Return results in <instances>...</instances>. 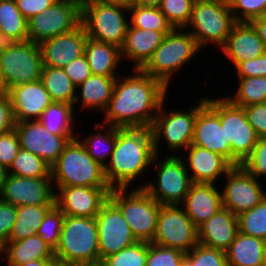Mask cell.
<instances>
[{
	"instance_id": "22",
	"label": "cell",
	"mask_w": 266,
	"mask_h": 266,
	"mask_svg": "<svg viewBox=\"0 0 266 266\" xmlns=\"http://www.w3.org/2000/svg\"><path fill=\"white\" fill-rule=\"evenodd\" d=\"M184 152L188 154L184 163L193 183L216 184L233 167L223 156L203 147L191 144Z\"/></svg>"
},
{
	"instance_id": "30",
	"label": "cell",
	"mask_w": 266,
	"mask_h": 266,
	"mask_svg": "<svg viewBox=\"0 0 266 266\" xmlns=\"http://www.w3.org/2000/svg\"><path fill=\"white\" fill-rule=\"evenodd\" d=\"M84 56L93 75L119 77L117 73L121 59V50L118 46L87 38L84 47ZM117 70V71H116Z\"/></svg>"
},
{
	"instance_id": "11",
	"label": "cell",
	"mask_w": 266,
	"mask_h": 266,
	"mask_svg": "<svg viewBox=\"0 0 266 266\" xmlns=\"http://www.w3.org/2000/svg\"><path fill=\"white\" fill-rule=\"evenodd\" d=\"M235 23L230 7L195 0L190 22L185 29L195 38L200 49L211 43L221 49Z\"/></svg>"
},
{
	"instance_id": "16",
	"label": "cell",
	"mask_w": 266,
	"mask_h": 266,
	"mask_svg": "<svg viewBox=\"0 0 266 266\" xmlns=\"http://www.w3.org/2000/svg\"><path fill=\"white\" fill-rule=\"evenodd\" d=\"M14 129L21 149L37 155L50 167L57 161L65 146L77 138V135L52 134L39 120L16 122Z\"/></svg>"
},
{
	"instance_id": "18",
	"label": "cell",
	"mask_w": 266,
	"mask_h": 266,
	"mask_svg": "<svg viewBox=\"0 0 266 266\" xmlns=\"http://www.w3.org/2000/svg\"><path fill=\"white\" fill-rule=\"evenodd\" d=\"M55 205L65 216L95 217L108 201L110 187L53 186Z\"/></svg>"
},
{
	"instance_id": "62",
	"label": "cell",
	"mask_w": 266,
	"mask_h": 266,
	"mask_svg": "<svg viewBox=\"0 0 266 266\" xmlns=\"http://www.w3.org/2000/svg\"><path fill=\"white\" fill-rule=\"evenodd\" d=\"M5 43L6 42H5L4 38L2 37L1 30H0V47L3 46Z\"/></svg>"
},
{
	"instance_id": "23",
	"label": "cell",
	"mask_w": 266,
	"mask_h": 266,
	"mask_svg": "<svg viewBox=\"0 0 266 266\" xmlns=\"http://www.w3.org/2000/svg\"><path fill=\"white\" fill-rule=\"evenodd\" d=\"M7 91L16 122L38 120L53 102L41 80L12 86Z\"/></svg>"
},
{
	"instance_id": "31",
	"label": "cell",
	"mask_w": 266,
	"mask_h": 266,
	"mask_svg": "<svg viewBox=\"0 0 266 266\" xmlns=\"http://www.w3.org/2000/svg\"><path fill=\"white\" fill-rule=\"evenodd\" d=\"M266 240L238 231L225 251L228 266H264Z\"/></svg>"
},
{
	"instance_id": "6",
	"label": "cell",
	"mask_w": 266,
	"mask_h": 266,
	"mask_svg": "<svg viewBox=\"0 0 266 266\" xmlns=\"http://www.w3.org/2000/svg\"><path fill=\"white\" fill-rule=\"evenodd\" d=\"M114 188L109 200L120 210L138 241L151 242L157 229L161 204L143 188ZM130 191V192H129Z\"/></svg>"
},
{
	"instance_id": "25",
	"label": "cell",
	"mask_w": 266,
	"mask_h": 266,
	"mask_svg": "<svg viewBox=\"0 0 266 266\" xmlns=\"http://www.w3.org/2000/svg\"><path fill=\"white\" fill-rule=\"evenodd\" d=\"M216 186L217 184L193 183L181 204L197 228L223 208L222 193Z\"/></svg>"
},
{
	"instance_id": "47",
	"label": "cell",
	"mask_w": 266,
	"mask_h": 266,
	"mask_svg": "<svg viewBox=\"0 0 266 266\" xmlns=\"http://www.w3.org/2000/svg\"><path fill=\"white\" fill-rule=\"evenodd\" d=\"M242 166L255 178L266 177V137H260Z\"/></svg>"
},
{
	"instance_id": "39",
	"label": "cell",
	"mask_w": 266,
	"mask_h": 266,
	"mask_svg": "<svg viewBox=\"0 0 266 266\" xmlns=\"http://www.w3.org/2000/svg\"><path fill=\"white\" fill-rule=\"evenodd\" d=\"M128 12L131 17V21L129 20L131 27L154 31H171L173 29L159 8L132 5L128 8Z\"/></svg>"
},
{
	"instance_id": "8",
	"label": "cell",
	"mask_w": 266,
	"mask_h": 266,
	"mask_svg": "<svg viewBox=\"0 0 266 266\" xmlns=\"http://www.w3.org/2000/svg\"><path fill=\"white\" fill-rule=\"evenodd\" d=\"M199 100L196 106L191 105L186 111L177 109L166 111L165 101L167 100L163 101L151 126L156 154L159 155V152L161 154L159 145L162 141L165 142L173 155L178 150L180 152L185 151L192 144L195 119L198 110L206 103V97H201Z\"/></svg>"
},
{
	"instance_id": "13",
	"label": "cell",
	"mask_w": 266,
	"mask_h": 266,
	"mask_svg": "<svg viewBox=\"0 0 266 266\" xmlns=\"http://www.w3.org/2000/svg\"><path fill=\"white\" fill-rule=\"evenodd\" d=\"M82 0H57L44 13L27 21L28 40H44L73 31L81 25Z\"/></svg>"
},
{
	"instance_id": "14",
	"label": "cell",
	"mask_w": 266,
	"mask_h": 266,
	"mask_svg": "<svg viewBox=\"0 0 266 266\" xmlns=\"http://www.w3.org/2000/svg\"><path fill=\"white\" fill-rule=\"evenodd\" d=\"M151 243L188 253L198 244V230L181 205H162Z\"/></svg>"
},
{
	"instance_id": "28",
	"label": "cell",
	"mask_w": 266,
	"mask_h": 266,
	"mask_svg": "<svg viewBox=\"0 0 266 266\" xmlns=\"http://www.w3.org/2000/svg\"><path fill=\"white\" fill-rule=\"evenodd\" d=\"M2 255L6 266H18L34 260H49L55 257L54 249L37 234L9 241L2 247Z\"/></svg>"
},
{
	"instance_id": "43",
	"label": "cell",
	"mask_w": 266,
	"mask_h": 266,
	"mask_svg": "<svg viewBox=\"0 0 266 266\" xmlns=\"http://www.w3.org/2000/svg\"><path fill=\"white\" fill-rule=\"evenodd\" d=\"M182 266H228L225 252L197 244L188 253Z\"/></svg>"
},
{
	"instance_id": "26",
	"label": "cell",
	"mask_w": 266,
	"mask_h": 266,
	"mask_svg": "<svg viewBox=\"0 0 266 266\" xmlns=\"http://www.w3.org/2000/svg\"><path fill=\"white\" fill-rule=\"evenodd\" d=\"M197 230L199 244L225 252L239 231L238 216L228 209L221 208Z\"/></svg>"
},
{
	"instance_id": "41",
	"label": "cell",
	"mask_w": 266,
	"mask_h": 266,
	"mask_svg": "<svg viewBox=\"0 0 266 266\" xmlns=\"http://www.w3.org/2000/svg\"><path fill=\"white\" fill-rule=\"evenodd\" d=\"M148 242L137 241L101 261L103 266H146Z\"/></svg>"
},
{
	"instance_id": "17",
	"label": "cell",
	"mask_w": 266,
	"mask_h": 266,
	"mask_svg": "<svg viewBox=\"0 0 266 266\" xmlns=\"http://www.w3.org/2000/svg\"><path fill=\"white\" fill-rule=\"evenodd\" d=\"M95 219L98 229L100 263L104 258L138 241L120 210L109 199L96 214Z\"/></svg>"
},
{
	"instance_id": "54",
	"label": "cell",
	"mask_w": 266,
	"mask_h": 266,
	"mask_svg": "<svg viewBox=\"0 0 266 266\" xmlns=\"http://www.w3.org/2000/svg\"><path fill=\"white\" fill-rule=\"evenodd\" d=\"M57 0H15L19 11L28 21L32 17L44 13Z\"/></svg>"
},
{
	"instance_id": "59",
	"label": "cell",
	"mask_w": 266,
	"mask_h": 266,
	"mask_svg": "<svg viewBox=\"0 0 266 266\" xmlns=\"http://www.w3.org/2000/svg\"><path fill=\"white\" fill-rule=\"evenodd\" d=\"M7 174H8V169H6L3 165L0 164V194L2 192L3 183L6 179Z\"/></svg>"
},
{
	"instance_id": "60",
	"label": "cell",
	"mask_w": 266,
	"mask_h": 266,
	"mask_svg": "<svg viewBox=\"0 0 266 266\" xmlns=\"http://www.w3.org/2000/svg\"><path fill=\"white\" fill-rule=\"evenodd\" d=\"M49 260H34L18 266H47Z\"/></svg>"
},
{
	"instance_id": "33",
	"label": "cell",
	"mask_w": 266,
	"mask_h": 266,
	"mask_svg": "<svg viewBox=\"0 0 266 266\" xmlns=\"http://www.w3.org/2000/svg\"><path fill=\"white\" fill-rule=\"evenodd\" d=\"M75 106L64 102H52L38 119L40 123L55 135H76L74 127ZM74 127V128H73Z\"/></svg>"
},
{
	"instance_id": "34",
	"label": "cell",
	"mask_w": 266,
	"mask_h": 266,
	"mask_svg": "<svg viewBox=\"0 0 266 266\" xmlns=\"http://www.w3.org/2000/svg\"><path fill=\"white\" fill-rule=\"evenodd\" d=\"M54 205H21L17 207L16 221L9 241H17L36 235L46 213Z\"/></svg>"
},
{
	"instance_id": "36",
	"label": "cell",
	"mask_w": 266,
	"mask_h": 266,
	"mask_svg": "<svg viewBox=\"0 0 266 266\" xmlns=\"http://www.w3.org/2000/svg\"><path fill=\"white\" fill-rule=\"evenodd\" d=\"M40 80L53 102L74 105L76 86L63 68L43 66Z\"/></svg>"
},
{
	"instance_id": "37",
	"label": "cell",
	"mask_w": 266,
	"mask_h": 266,
	"mask_svg": "<svg viewBox=\"0 0 266 266\" xmlns=\"http://www.w3.org/2000/svg\"><path fill=\"white\" fill-rule=\"evenodd\" d=\"M238 89L226 98L234 105L246 107L266 102V76L238 77Z\"/></svg>"
},
{
	"instance_id": "49",
	"label": "cell",
	"mask_w": 266,
	"mask_h": 266,
	"mask_svg": "<svg viewBox=\"0 0 266 266\" xmlns=\"http://www.w3.org/2000/svg\"><path fill=\"white\" fill-rule=\"evenodd\" d=\"M17 207L0 199V247L9 242L16 221Z\"/></svg>"
},
{
	"instance_id": "45",
	"label": "cell",
	"mask_w": 266,
	"mask_h": 266,
	"mask_svg": "<svg viewBox=\"0 0 266 266\" xmlns=\"http://www.w3.org/2000/svg\"><path fill=\"white\" fill-rule=\"evenodd\" d=\"M186 253L148 242L146 266H182Z\"/></svg>"
},
{
	"instance_id": "57",
	"label": "cell",
	"mask_w": 266,
	"mask_h": 266,
	"mask_svg": "<svg viewBox=\"0 0 266 266\" xmlns=\"http://www.w3.org/2000/svg\"><path fill=\"white\" fill-rule=\"evenodd\" d=\"M105 4L120 5L126 8H129L133 5V0H97Z\"/></svg>"
},
{
	"instance_id": "38",
	"label": "cell",
	"mask_w": 266,
	"mask_h": 266,
	"mask_svg": "<svg viewBox=\"0 0 266 266\" xmlns=\"http://www.w3.org/2000/svg\"><path fill=\"white\" fill-rule=\"evenodd\" d=\"M8 174L20 177H51V167L37 155L20 149L8 169Z\"/></svg>"
},
{
	"instance_id": "10",
	"label": "cell",
	"mask_w": 266,
	"mask_h": 266,
	"mask_svg": "<svg viewBox=\"0 0 266 266\" xmlns=\"http://www.w3.org/2000/svg\"><path fill=\"white\" fill-rule=\"evenodd\" d=\"M128 8L101 3L97 0H82L81 24L89 38L121 48L125 41L129 21Z\"/></svg>"
},
{
	"instance_id": "2",
	"label": "cell",
	"mask_w": 266,
	"mask_h": 266,
	"mask_svg": "<svg viewBox=\"0 0 266 266\" xmlns=\"http://www.w3.org/2000/svg\"><path fill=\"white\" fill-rule=\"evenodd\" d=\"M156 156L151 128H118L116 142L104 175L111 189L130 188L150 169Z\"/></svg>"
},
{
	"instance_id": "3",
	"label": "cell",
	"mask_w": 266,
	"mask_h": 266,
	"mask_svg": "<svg viewBox=\"0 0 266 266\" xmlns=\"http://www.w3.org/2000/svg\"><path fill=\"white\" fill-rule=\"evenodd\" d=\"M56 258L75 266L100 263L98 229L95 217L65 216Z\"/></svg>"
},
{
	"instance_id": "27",
	"label": "cell",
	"mask_w": 266,
	"mask_h": 266,
	"mask_svg": "<svg viewBox=\"0 0 266 266\" xmlns=\"http://www.w3.org/2000/svg\"><path fill=\"white\" fill-rule=\"evenodd\" d=\"M169 32L139 29L128 25L124 44L120 48L122 60L127 59L134 63L132 69H141Z\"/></svg>"
},
{
	"instance_id": "1",
	"label": "cell",
	"mask_w": 266,
	"mask_h": 266,
	"mask_svg": "<svg viewBox=\"0 0 266 266\" xmlns=\"http://www.w3.org/2000/svg\"><path fill=\"white\" fill-rule=\"evenodd\" d=\"M116 78L102 124L118 128H151L168 88L141 69ZM123 77V78H122Z\"/></svg>"
},
{
	"instance_id": "42",
	"label": "cell",
	"mask_w": 266,
	"mask_h": 266,
	"mask_svg": "<svg viewBox=\"0 0 266 266\" xmlns=\"http://www.w3.org/2000/svg\"><path fill=\"white\" fill-rule=\"evenodd\" d=\"M195 0H162L159 10L167 22L175 28H186L190 22Z\"/></svg>"
},
{
	"instance_id": "4",
	"label": "cell",
	"mask_w": 266,
	"mask_h": 266,
	"mask_svg": "<svg viewBox=\"0 0 266 266\" xmlns=\"http://www.w3.org/2000/svg\"><path fill=\"white\" fill-rule=\"evenodd\" d=\"M195 38L185 28H175L165 35L161 45L141 70L160 80L168 89L171 79L200 52ZM191 60V61H190Z\"/></svg>"
},
{
	"instance_id": "29",
	"label": "cell",
	"mask_w": 266,
	"mask_h": 266,
	"mask_svg": "<svg viewBox=\"0 0 266 266\" xmlns=\"http://www.w3.org/2000/svg\"><path fill=\"white\" fill-rule=\"evenodd\" d=\"M116 78L117 77L90 75L84 82L76 87L74 105L76 104L77 106L81 101L79 103L81 107L79 108L82 110L84 109V111L86 109H96V111L100 110L99 113L104 112L112 97Z\"/></svg>"
},
{
	"instance_id": "55",
	"label": "cell",
	"mask_w": 266,
	"mask_h": 266,
	"mask_svg": "<svg viewBox=\"0 0 266 266\" xmlns=\"http://www.w3.org/2000/svg\"><path fill=\"white\" fill-rule=\"evenodd\" d=\"M251 23L256 29L259 38L263 41V45L266 51V13L252 20Z\"/></svg>"
},
{
	"instance_id": "9",
	"label": "cell",
	"mask_w": 266,
	"mask_h": 266,
	"mask_svg": "<svg viewBox=\"0 0 266 266\" xmlns=\"http://www.w3.org/2000/svg\"><path fill=\"white\" fill-rule=\"evenodd\" d=\"M159 156L156 154L152 163L154 169H157L155 174L157 181L144 182V185L142 183L138 188H143L161 205H181L193 184L186 170L184 158L179 154H167L162 158Z\"/></svg>"
},
{
	"instance_id": "51",
	"label": "cell",
	"mask_w": 266,
	"mask_h": 266,
	"mask_svg": "<svg viewBox=\"0 0 266 266\" xmlns=\"http://www.w3.org/2000/svg\"><path fill=\"white\" fill-rule=\"evenodd\" d=\"M234 70L237 77L266 76V52L255 59L240 62Z\"/></svg>"
},
{
	"instance_id": "48",
	"label": "cell",
	"mask_w": 266,
	"mask_h": 266,
	"mask_svg": "<svg viewBox=\"0 0 266 266\" xmlns=\"http://www.w3.org/2000/svg\"><path fill=\"white\" fill-rule=\"evenodd\" d=\"M20 149L21 146L15 129L0 134V164L6 169L10 168Z\"/></svg>"
},
{
	"instance_id": "20",
	"label": "cell",
	"mask_w": 266,
	"mask_h": 266,
	"mask_svg": "<svg viewBox=\"0 0 266 266\" xmlns=\"http://www.w3.org/2000/svg\"><path fill=\"white\" fill-rule=\"evenodd\" d=\"M192 144L220 154L233 166L242 165L231 152L219 115L207 103L198 110Z\"/></svg>"
},
{
	"instance_id": "64",
	"label": "cell",
	"mask_w": 266,
	"mask_h": 266,
	"mask_svg": "<svg viewBox=\"0 0 266 266\" xmlns=\"http://www.w3.org/2000/svg\"><path fill=\"white\" fill-rule=\"evenodd\" d=\"M2 256H3V255H2V247H0V260H1V261H2V259H1ZM1 261H0V262H1Z\"/></svg>"
},
{
	"instance_id": "63",
	"label": "cell",
	"mask_w": 266,
	"mask_h": 266,
	"mask_svg": "<svg viewBox=\"0 0 266 266\" xmlns=\"http://www.w3.org/2000/svg\"><path fill=\"white\" fill-rule=\"evenodd\" d=\"M83 266H103V265L99 263V264H94V265H83Z\"/></svg>"
},
{
	"instance_id": "56",
	"label": "cell",
	"mask_w": 266,
	"mask_h": 266,
	"mask_svg": "<svg viewBox=\"0 0 266 266\" xmlns=\"http://www.w3.org/2000/svg\"><path fill=\"white\" fill-rule=\"evenodd\" d=\"M162 0H133V5L158 8Z\"/></svg>"
},
{
	"instance_id": "19",
	"label": "cell",
	"mask_w": 266,
	"mask_h": 266,
	"mask_svg": "<svg viewBox=\"0 0 266 266\" xmlns=\"http://www.w3.org/2000/svg\"><path fill=\"white\" fill-rule=\"evenodd\" d=\"M0 199L16 207L21 205H55L52 178H31L7 174Z\"/></svg>"
},
{
	"instance_id": "44",
	"label": "cell",
	"mask_w": 266,
	"mask_h": 266,
	"mask_svg": "<svg viewBox=\"0 0 266 266\" xmlns=\"http://www.w3.org/2000/svg\"><path fill=\"white\" fill-rule=\"evenodd\" d=\"M65 215L54 205L45 215L38 232L36 233L44 242L54 250L60 240L62 223Z\"/></svg>"
},
{
	"instance_id": "5",
	"label": "cell",
	"mask_w": 266,
	"mask_h": 266,
	"mask_svg": "<svg viewBox=\"0 0 266 266\" xmlns=\"http://www.w3.org/2000/svg\"><path fill=\"white\" fill-rule=\"evenodd\" d=\"M53 186L110 187L104 167L87 152L79 138L71 140L51 166Z\"/></svg>"
},
{
	"instance_id": "65",
	"label": "cell",
	"mask_w": 266,
	"mask_h": 266,
	"mask_svg": "<svg viewBox=\"0 0 266 266\" xmlns=\"http://www.w3.org/2000/svg\"><path fill=\"white\" fill-rule=\"evenodd\" d=\"M264 266H266V251H265V261H264Z\"/></svg>"
},
{
	"instance_id": "21",
	"label": "cell",
	"mask_w": 266,
	"mask_h": 266,
	"mask_svg": "<svg viewBox=\"0 0 266 266\" xmlns=\"http://www.w3.org/2000/svg\"><path fill=\"white\" fill-rule=\"evenodd\" d=\"M88 36L81 24L71 32L41 42L43 66L64 68L69 62L84 55Z\"/></svg>"
},
{
	"instance_id": "58",
	"label": "cell",
	"mask_w": 266,
	"mask_h": 266,
	"mask_svg": "<svg viewBox=\"0 0 266 266\" xmlns=\"http://www.w3.org/2000/svg\"><path fill=\"white\" fill-rule=\"evenodd\" d=\"M47 266H75V265L66 262L65 260L54 257L52 259H49V263L47 264Z\"/></svg>"
},
{
	"instance_id": "24",
	"label": "cell",
	"mask_w": 266,
	"mask_h": 266,
	"mask_svg": "<svg viewBox=\"0 0 266 266\" xmlns=\"http://www.w3.org/2000/svg\"><path fill=\"white\" fill-rule=\"evenodd\" d=\"M221 50L234 68L240 62L255 59L266 52L251 22H236Z\"/></svg>"
},
{
	"instance_id": "32",
	"label": "cell",
	"mask_w": 266,
	"mask_h": 266,
	"mask_svg": "<svg viewBox=\"0 0 266 266\" xmlns=\"http://www.w3.org/2000/svg\"><path fill=\"white\" fill-rule=\"evenodd\" d=\"M0 30L6 43L28 40L27 20L15 0H0Z\"/></svg>"
},
{
	"instance_id": "35",
	"label": "cell",
	"mask_w": 266,
	"mask_h": 266,
	"mask_svg": "<svg viewBox=\"0 0 266 266\" xmlns=\"http://www.w3.org/2000/svg\"><path fill=\"white\" fill-rule=\"evenodd\" d=\"M94 125L97 133L93 132L94 135L91 133L88 137H84L83 140H79L86 148L88 154L101 166L105 167L109 162L116 142V127L107 126L100 122ZM103 130L104 132H102Z\"/></svg>"
},
{
	"instance_id": "61",
	"label": "cell",
	"mask_w": 266,
	"mask_h": 266,
	"mask_svg": "<svg viewBox=\"0 0 266 266\" xmlns=\"http://www.w3.org/2000/svg\"><path fill=\"white\" fill-rule=\"evenodd\" d=\"M202 1L217 3V4L225 5L228 7H230V5L233 2V0H202Z\"/></svg>"
},
{
	"instance_id": "15",
	"label": "cell",
	"mask_w": 266,
	"mask_h": 266,
	"mask_svg": "<svg viewBox=\"0 0 266 266\" xmlns=\"http://www.w3.org/2000/svg\"><path fill=\"white\" fill-rule=\"evenodd\" d=\"M224 179V189H221L222 205L236 216L252 209L266 197V191L261 187L259 179L242 165L233 166Z\"/></svg>"
},
{
	"instance_id": "40",
	"label": "cell",
	"mask_w": 266,
	"mask_h": 266,
	"mask_svg": "<svg viewBox=\"0 0 266 266\" xmlns=\"http://www.w3.org/2000/svg\"><path fill=\"white\" fill-rule=\"evenodd\" d=\"M239 232L266 240V197L254 206L238 215Z\"/></svg>"
},
{
	"instance_id": "46",
	"label": "cell",
	"mask_w": 266,
	"mask_h": 266,
	"mask_svg": "<svg viewBox=\"0 0 266 266\" xmlns=\"http://www.w3.org/2000/svg\"><path fill=\"white\" fill-rule=\"evenodd\" d=\"M230 10L236 22H251L266 13V0H233Z\"/></svg>"
},
{
	"instance_id": "53",
	"label": "cell",
	"mask_w": 266,
	"mask_h": 266,
	"mask_svg": "<svg viewBox=\"0 0 266 266\" xmlns=\"http://www.w3.org/2000/svg\"><path fill=\"white\" fill-rule=\"evenodd\" d=\"M16 121L8 91L0 88V134L14 129Z\"/></svg>"
},
{
	"instance_id": "12",
	"label": "cell",
	"mask_w": 266,
	"mask_h": 266,
	"mask_svg": "<svg viewBox=\"0 0 266 266\" xmlns=\"http://www.w3.org/2000/svg\"><path fill=\"white\" fill-rule=\"evenodd\" d=\"M206 103L219 115L231 152L242 163L251 154L259 139L248 122L244 108L232 104L224 96L215 99L206 97Z\"/></svg>"
},
{
	"instance_id": "52",
	"label": "cell",
	"mask_w": 266,
	"mask_h": 266,
	"mask_svg": "<svg viewBox=\"0 0 266 266\" xmlns=\"http://www.w3.org/2000/svg\"><path fill=\"white\" fill-rule=\"evenodd\" d=\"M63 70L70 77L72 83L76 87L92 75L91 68L84 55L69 62Z\"/></svg>"
},
{
	"instance_id": "50",
	"label": "cell",
	"mask_w": 266,
	"mask_h": 266,
	"mask_svg": "<svg viewBox=\"0 0 266 266\" xmlns=\"http://www.w3.org/2000/svg\"><path fill=\"white\" fill-rule=\"evenodd\" d=\"M249 124L258 137H266V102L243 107Z\"/></svg>"
},
{
	"instance_id": "7",
	"label": "cell",
	"mask_w": 266,
	"mask_h": 266,
	"mask_svg": "<svg viewBox=\"0 0 266 266\" xmlns=\"http://www.w3.org/2000/svg\"><path fill=\"white\" fill-rule=\"evenodd\" d=\"M43 59L40 45L30 40L5 43L0 47V88L41 79Z\"/></svg>"
}]
</instances>
